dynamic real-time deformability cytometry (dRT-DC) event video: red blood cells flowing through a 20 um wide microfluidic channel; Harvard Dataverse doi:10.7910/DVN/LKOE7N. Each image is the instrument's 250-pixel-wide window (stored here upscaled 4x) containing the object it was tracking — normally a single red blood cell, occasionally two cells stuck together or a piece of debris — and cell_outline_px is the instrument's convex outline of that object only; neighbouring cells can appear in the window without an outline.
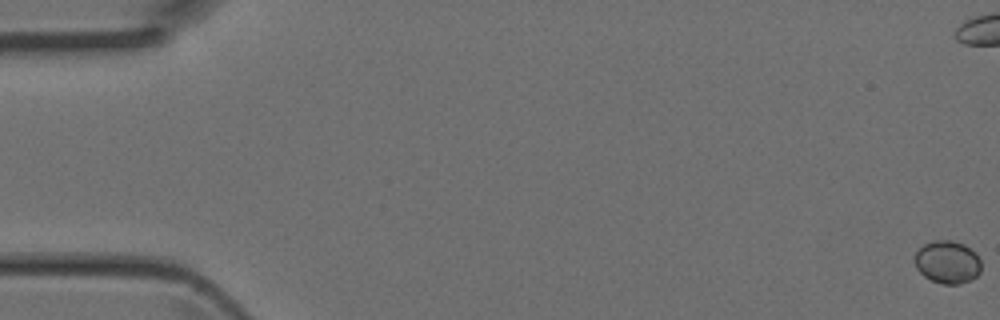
{"species": "Egyptian fruit bat (a non-hibernating species)", "species_latin": "Rousettus aegyptiacus", "temperature_condition": "room temperature", "stored_images_in_passage": 4, "camera_frame_rate_fps": 3000, "um_per_image_px": 0.085, "animal": {"sex": "female"}, "frame": {"image": 1, "passage_image": 1, "time_ms": 0.0, "image_size_px": [1000, 320], "cell_outline_px": [[980, 272], [972, 280], [960, 284], [940, 284], [924, 276], [916, 268], [916, 252], [924, 244], [932, 240], [952, 240], [964, 244], [976, 252], [980, 260]], "centroid_in_image_um": [80.56, 22.28], "position_along_channel_um": 4.4, "area_um2": 16.65}}